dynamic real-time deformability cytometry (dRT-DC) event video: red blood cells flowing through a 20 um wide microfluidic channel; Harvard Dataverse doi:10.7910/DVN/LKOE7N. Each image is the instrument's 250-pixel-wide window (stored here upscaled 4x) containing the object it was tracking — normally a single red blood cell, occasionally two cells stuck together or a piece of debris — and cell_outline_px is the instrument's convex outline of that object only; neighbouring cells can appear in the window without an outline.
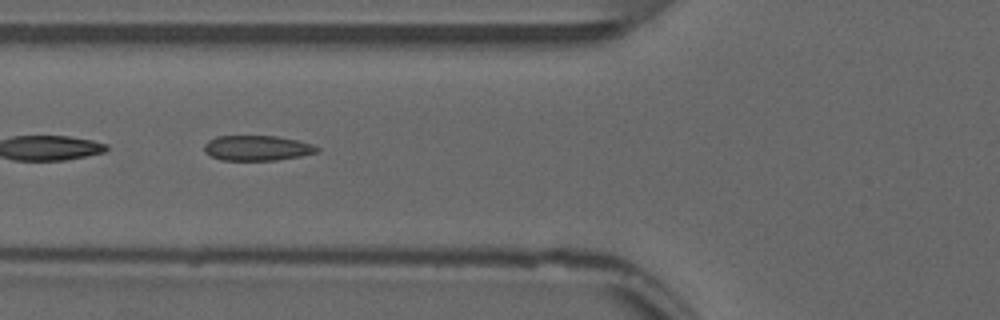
{"species": "common noctule bat (a hibernating species)", "species_latin": "Nyctalus noctula", "temperature_condition": "warm", "stored_images_in_passage": 7, "camera_frame_rate_fps": 3000, "um_per_image_px": 0.085, "animal": {"sex": "male", "forearm_length_mm": 52.5}, "frame": {"image": 1, "passage_image": 5, "time_ms": 1.333, "image_size_px": [1000, 320], "cell_outline_px": [[320, 148], [316, 152], [300, 156], [276, 160], [220, 160], [204, 152], [204, 144], [208, 140], [216, 136], [276, 136], [300, 140], [312, 144]], "centroid_in_image_um": [21.84, 12.57], "position_along_channel_um": 104.0, "area_um2": 16.59}}